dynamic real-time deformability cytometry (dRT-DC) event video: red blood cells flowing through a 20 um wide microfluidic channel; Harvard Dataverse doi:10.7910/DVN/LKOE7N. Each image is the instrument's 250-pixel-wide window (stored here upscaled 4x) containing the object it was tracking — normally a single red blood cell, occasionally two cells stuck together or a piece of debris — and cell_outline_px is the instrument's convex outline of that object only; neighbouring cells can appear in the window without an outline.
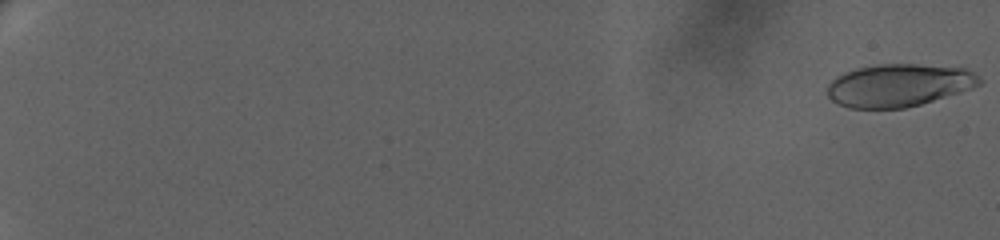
{"species": "human", "species_latin": "Homo sapiens", "temperature_condition": "warm", "stored_images_in_passage": 69, "camera_frame_rate_fps": 3000, "um_per_image_px": 0.085, "donor": {"sex": "female"}, "frame": {"image": 1, "passage_image": 1, "time_ms": 0.0, "image_size_px": [1000, 240], "cell_outline_px": [[984, 80], [980, 84], [972, 88], [960, 92], [920, 104], [904, 108], [848, 108], [832, 100], [828, 96], [828, 84], [836, 76], [844, 72], [856, 68], [880, 64], [916, 64], [964, 68], [980, 76]], "centroid_in_image_um": [76.4, 7.24], "position_along_channel_um": 8.6, "area_um2": 37.74}}
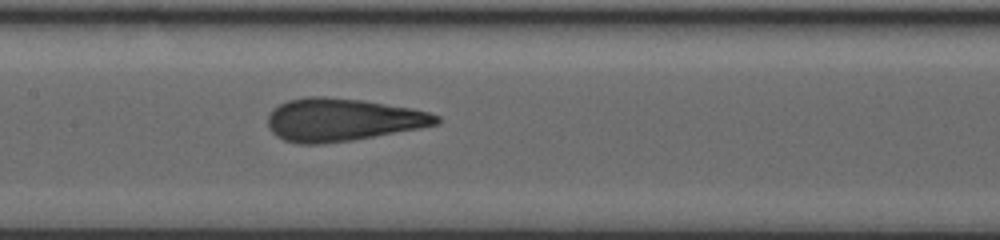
{"frame": {"image": 2, "passage_image": 40, "time_ms": 13.0, "image_size_px": [1000, 240], "cell_outline_px": [[440, 120], [436, 124], [420, 128], [352, 140], [320, 144], [300, 144], [284, 140], [276, 136], [268, 128], [268, 116], [272, 108], [288, 100], [308, 96], [324, 96], [364, 100], [412, 108], [428, 112], [440, 116]], "centroid_in_image_um": [29.07, 10.17], "position_along_channel_um": 178.3, "area_um2": 42.08}}
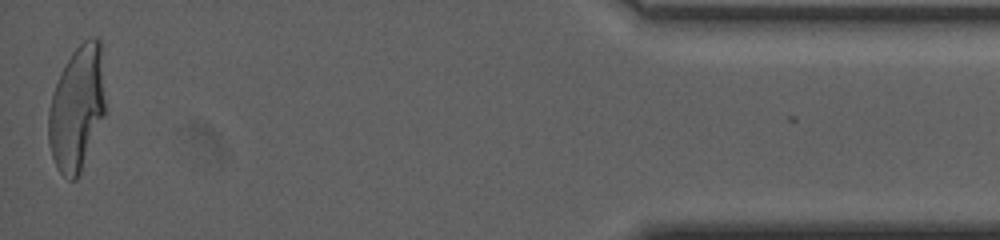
{"frame": {"image": 3, "passage_image": 69, "time_ms": 22.667, "image_size_px": [1000, 240], "cell_outline_px": [[104, 116], [80, 172], [76, 180], [68, 180], [56, 168], [52, 156], [48, 140], [48, 112], [52, 96], [56, 84], [72, 52], [88, 36], [96, 36], [100, 40], [104, 100]], "centroid_in_image_um": [6.52, 9.22], "position_along_channel_um": 428.7, "area_um2": 40.75}, "authors_computed_cell_mechanics": {"area_um2": 40.749, "velocity_mm_per_s": 3.2346, "shape_relaxation_time_tau1_ms": 7.6834, "shape_relaxation_time_tau2_ms": 0.8978, "deformation_change_tau1": 0.2641, "deformation_change_tau2": 0.0966}}